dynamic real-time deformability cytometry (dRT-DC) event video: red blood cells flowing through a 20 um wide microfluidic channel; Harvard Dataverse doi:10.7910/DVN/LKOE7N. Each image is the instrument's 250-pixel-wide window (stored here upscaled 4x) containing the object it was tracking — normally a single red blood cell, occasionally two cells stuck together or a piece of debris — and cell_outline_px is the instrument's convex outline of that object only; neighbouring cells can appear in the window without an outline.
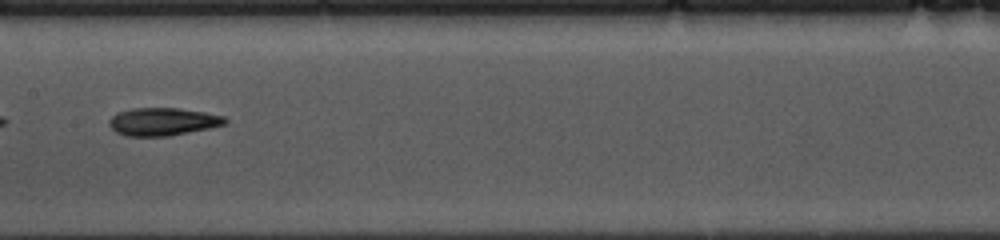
{"species": "common noctule bat (a hibernating species)", "species_latin": "Nyctalus noctula", "temperature_condition": "cold", "stored_images_in_passage": 38, "camera_frame_rate_fps": 3000, "um_per_image_px": 0.085, "animal": {"sex": "female", "body_mass_g": 10.0, "forearm_length_mm": 53.1}, "frame": {"image": 1, "passage_image": 12, "time_ms": 3.667, "image_size_px": [1000, 240], "cell_outline_px": [[228, 120], [224, 124], [208, 128], [168, 136], [124, 136], [116, 132], [108, 124], [108, 120], [116, 112], [132, 108], [180, 108], [204, 112], [224, 116]], "centroid_in_image_um": [13.79, 10.33], "position_along_channel_um": 193.6, "area_um2": 18.79}}
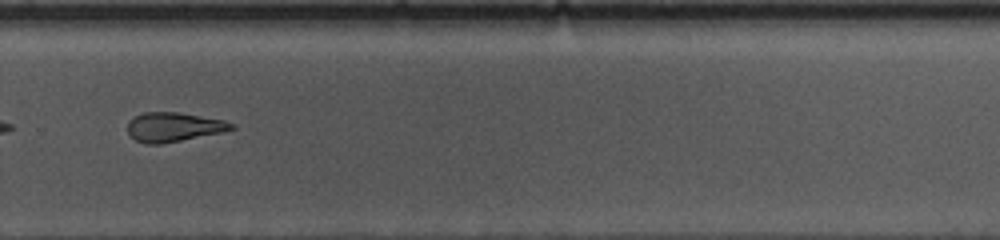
{"frame": {"image": 2, "passage_image": 22, "time_ms": 7.0, "image_size_px": [1000, 240], "cell_outline_px": [[236, 128], [224, 132], [160, 144], [144, 144], [136, 140], [128, 132], [128, 120], [144, 112], [180, 112], [224, 120], [236, 124]], "centroid_in_image_um": [14.79, 10.79], "position_along_channel_um": 315.0, "area_um2": 17.8}, "authors_computed_cell_mechanics": {"area_um2": 18.9006, "velocity_mm_per_s": 3.6706, "shape_relaxation_time_tau1_ms": 4.8798, "shape_relaxation_time_tau2_ms": 7.6784, "deformation_change_tau1": 0.1528, "deformation_change_tau2": 0.1821}}